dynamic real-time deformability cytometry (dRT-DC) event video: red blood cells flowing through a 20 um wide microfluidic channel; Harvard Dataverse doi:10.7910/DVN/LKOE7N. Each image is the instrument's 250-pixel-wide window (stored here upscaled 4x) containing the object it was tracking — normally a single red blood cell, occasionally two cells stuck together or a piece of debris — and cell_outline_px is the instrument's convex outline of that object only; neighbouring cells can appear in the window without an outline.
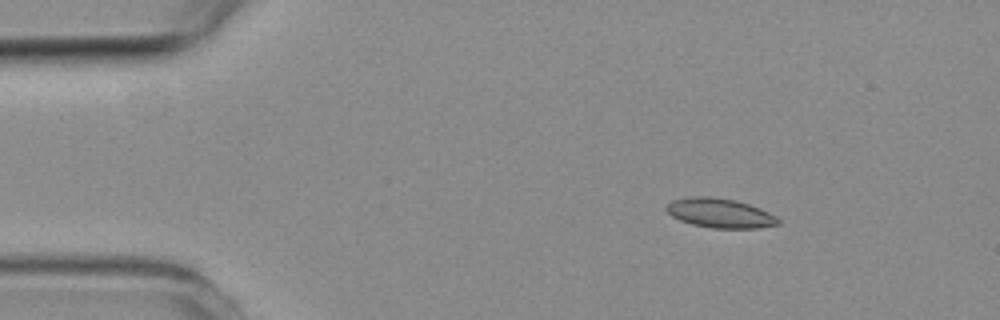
{"species": "common noctule bat (a hibernating species)", "species_latin": "Nyctalus noctula", "temperature_condition": "room temperature", "stored_images_in_passage": 5, "segment_of_instrument_passage": [1, 2], "camera_frame_rate_fps": 3000, "um_per_image_px": 0.085, "animal": {"sex": "female", "body_mass_g": 19.3, "forearm_length_mm": 54.1}, "frame": {"image": 1, "passage_image": 2, "time_ms": 1.333, "image_size_px": [1000, 320], "cell_outline_px": [[780, 224], [760, 228], [712, 228], [692, 224], [680, 220], [672, 216], [664, 208], [672, 200], [692, 196], [708, 196], [736, 200], [760, 208], [776, 216], [780, 220]], "centroid_in_image_um": [61.21, 18.11], "position_along_channel_um": 23.8, "area_um2": 19.19}}